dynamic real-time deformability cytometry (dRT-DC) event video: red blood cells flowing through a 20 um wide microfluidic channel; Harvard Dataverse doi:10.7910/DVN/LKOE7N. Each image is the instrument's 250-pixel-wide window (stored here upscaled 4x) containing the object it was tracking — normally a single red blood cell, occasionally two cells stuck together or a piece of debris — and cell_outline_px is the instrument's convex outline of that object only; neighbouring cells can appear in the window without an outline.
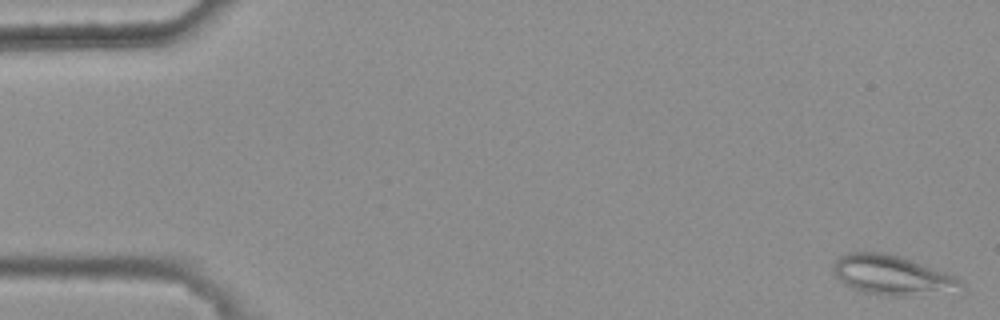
{"species": "common noctule bat (a hibernating species)", "species_latin": "Nyctalus noctula", "temperature_condition": "warm", "stored_images_in_passage": 4, "camera_frame_rate_fps": 3000, "um_per_image_px": 0.085, "animal": {"sex": "female", "body_mass_g": 25.1}, "frame": {"image": 1, "passage_image": 1, "time_ms": 0.0, "image_size_px": [1000, 320], "cell_outline_px": [[964, 288], [904, 296], [888, 296], [864, 292], [852, 288], [844, 284], [832, 272], [832, 264], [840, 256], [848, 252], [880, 252], [900, 256], [952, 276], [960, 280], [964, 284]], "centroid_in_image_um": [75.7, 23.37], "position_along_channel_um": 9.3, "area_um2": 28.73}}